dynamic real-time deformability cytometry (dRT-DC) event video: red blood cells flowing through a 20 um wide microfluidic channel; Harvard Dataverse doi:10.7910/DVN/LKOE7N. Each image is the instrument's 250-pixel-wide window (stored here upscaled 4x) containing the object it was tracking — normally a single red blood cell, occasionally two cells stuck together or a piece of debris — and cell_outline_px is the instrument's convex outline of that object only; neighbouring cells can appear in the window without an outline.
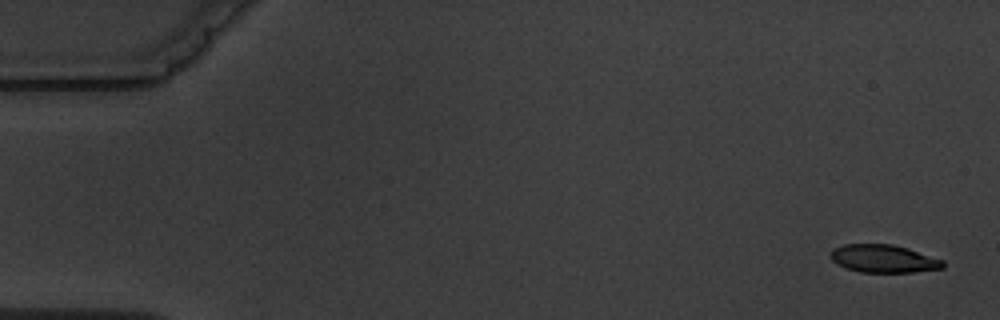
{"species": "common noctule bat (a hibernating species)", "species_latin": "Nyctalus noctula", "temperature_condition": "warm", "stored_images_in_passage": 5, "camera_frame_rate_fps": 3000, "um_per_image_px": 0.085, "animal": {"sex": "male", "body_mass_g": 19.5, "forearm_length_mm": 54.6}, "frame": {"image": 1, "passage_image": 1, "time_ms": 0.0, "image_size_px": [1000, 320], "cell_outline_px": [[944, 268], [912, 272], [860, 272], [836, 264], [828, 256], [836, 248], [844, 244], [892, 244], [908, 248], [944, 260]], "centroid_in_image_um": [75.12, 21.98], "position_along_channel_um": 9.9, "area_um2": 18.21}}
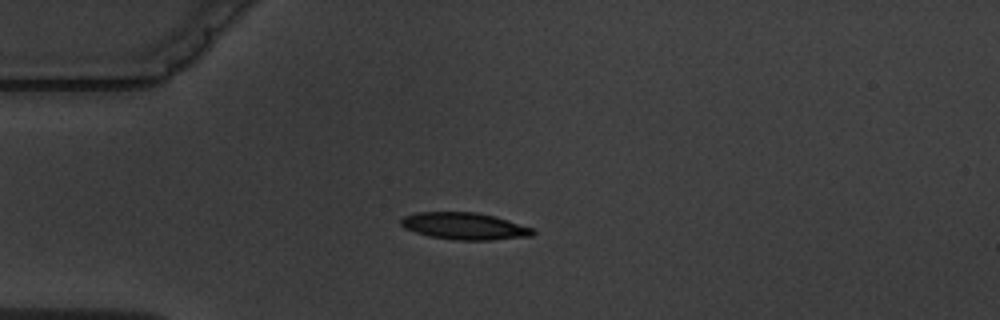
{"frame": {"image": 2, "passage_image": 4, "time_ms": 4.333, "image_size_px": [1000, 320], "cell_outline_px": [[536, 232], [532, 236], [492, 240], [456, 240], [428, 236], [404, 228], [400, 224], [400, 220], [404, 216], [416, 212], [476, 212], [496, 216], [532, 228]], "centroid_in_image_um": [39.48, 19.22], "position_along_channel_um": 45.5, "area_um2": 20.81}}